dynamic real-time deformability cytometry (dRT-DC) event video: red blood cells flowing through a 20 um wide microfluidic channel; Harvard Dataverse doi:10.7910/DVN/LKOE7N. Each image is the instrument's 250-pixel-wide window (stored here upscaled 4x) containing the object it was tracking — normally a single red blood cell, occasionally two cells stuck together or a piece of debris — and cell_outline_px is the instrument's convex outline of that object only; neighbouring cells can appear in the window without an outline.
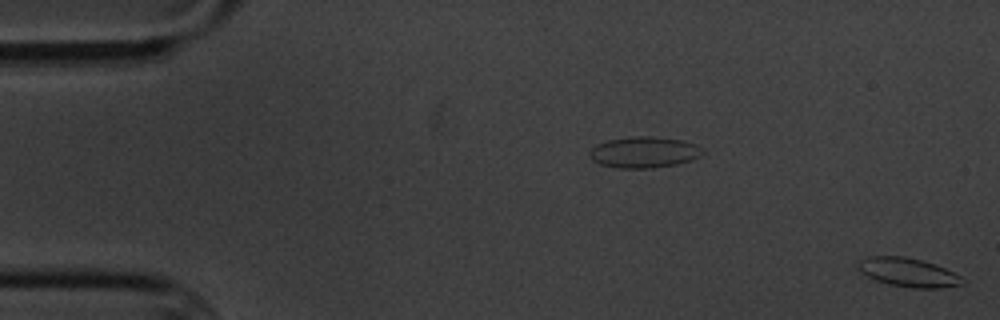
{"species": "common noctule bat (a hibernating species)", "species_latin": "Nyctalus noctula", "temperature_condition": "cold", "stored_images_in_passage": 3, "segment_of_instrument_passage": [2, 2], "camera_frame_rate_fps": 3000, "um_per_image_px": 0.085, "animal": {"sex": "male", "body_mass_g": 20.1, "forearm_length_mm": 53.5}, "frame": {"image": 1, "passage_image": 3, "time_ms": 2.333, "image_size_px": [1000, 320], "cell_outline_px": [[968, 280], [964, 284], [940, 288], [912, 288], [888, 284], [876, 280], [860, 272], [856, 268], [860, 260], [868, 256], [904, 256], [920, 260], [944, 268]], "centroid_in_image_um": [77.19, 23.16], "position_along_channel_um": 7.8, "area_um2": 17.51}}